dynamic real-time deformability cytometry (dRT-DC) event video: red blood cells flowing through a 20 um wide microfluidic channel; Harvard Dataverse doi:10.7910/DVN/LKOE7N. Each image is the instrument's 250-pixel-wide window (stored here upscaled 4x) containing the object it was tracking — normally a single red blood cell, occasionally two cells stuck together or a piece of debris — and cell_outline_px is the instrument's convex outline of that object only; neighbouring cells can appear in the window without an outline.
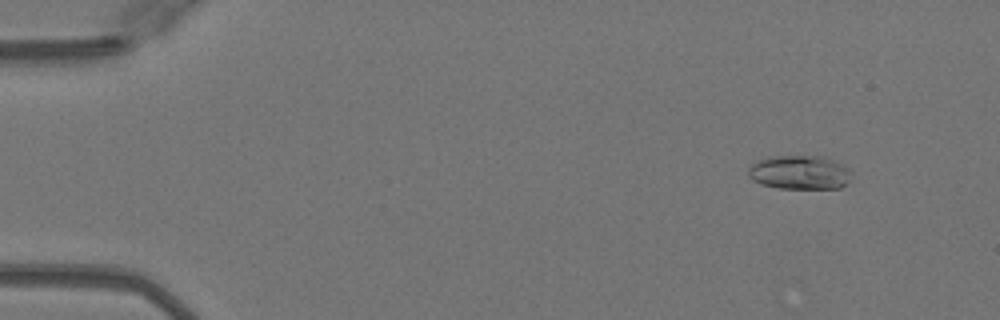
{"species": "Egyptian fruit bat (a non-hibernating species)", "species_latin": "Rousettus aegyptiacus", "temperature_condition": "warm", "stored_images_in_passage": 51, "camera_frame_rate_fps": 3000, "um_per_image_px": 0.085, "animal": {"sex": "female"}, "frame": {"image": 1, "passage_image": 6, "time_ms": 1.667, "image_size_px": [1000, 320], "cell_outline_px": [[852, 172], [848, 180], [840, 188], [780, 188], [760, 184], [752, 180], [748, 176], [748, 168], [756, 160], [772, 156], [820, 156], [832, 160], [848, 168]], "centroid_in_image_um": [67.92, 14.65], "position_along_channel_um": 17.1, "area_um2": 20.35}}
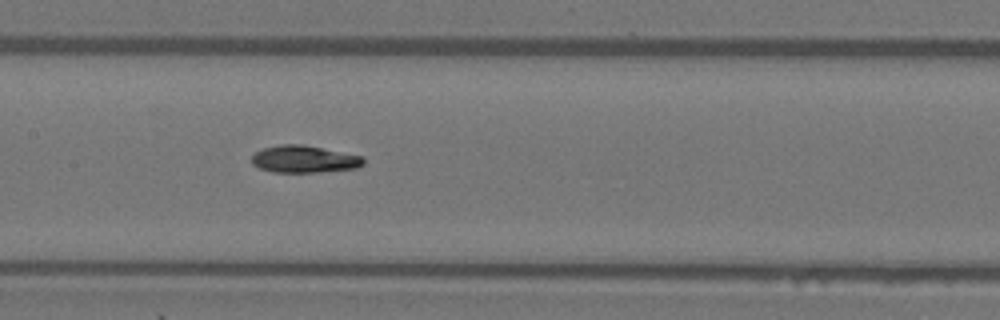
{"frame": {"image": 2, "passage_image": 26, "time_ms": 8.333, "image_size_px": [1000, 320], "cell_outline_px": [[364, 164], [356, 168], [320, 172], [272, 172], [260, 168], [252, 164], [252, 156], [256, 152], [264, 148], [284, 144], [300, 144], [364, 156]], "centroid_in_image_um": [25.87, 13.53], "position_along_channel_um": 181.5, "area_um2": 17.57}}
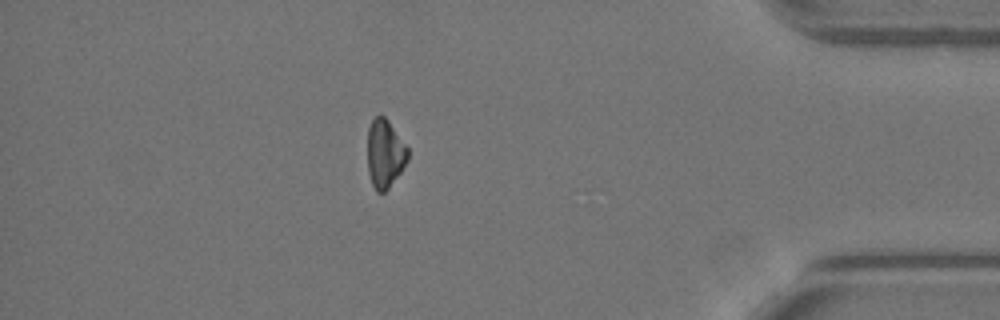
{"frame": {"image": 3, "passage_image": 45, "time_ms": 14.667, "image_size_px": [1000, 320], "cell_outline_px": [[408, 160], [400, 172], [388, 188], [384, 192], [376, 192], [372, 184], [368, 172], [368, 128], [372, 120], [376, 116], [384, 116], [388, 120], [408, 148]], "centroid_in_image_um": [32.71, 13.06], "position_along_channel_um": 402.5, "area_um2": 15.9}, "authors_computed_cell_mechanics": {"area_um2": 17.8024, "velocity_mm_per_s": 4.1041, "shape_relaxation_time_tau1_ms": 8.7129, "shape_relaxation_time_tau2_ms": 10.9442, "deformation_change_tau1": 0.2312, "deformation_change_tau2": 0.1365}}